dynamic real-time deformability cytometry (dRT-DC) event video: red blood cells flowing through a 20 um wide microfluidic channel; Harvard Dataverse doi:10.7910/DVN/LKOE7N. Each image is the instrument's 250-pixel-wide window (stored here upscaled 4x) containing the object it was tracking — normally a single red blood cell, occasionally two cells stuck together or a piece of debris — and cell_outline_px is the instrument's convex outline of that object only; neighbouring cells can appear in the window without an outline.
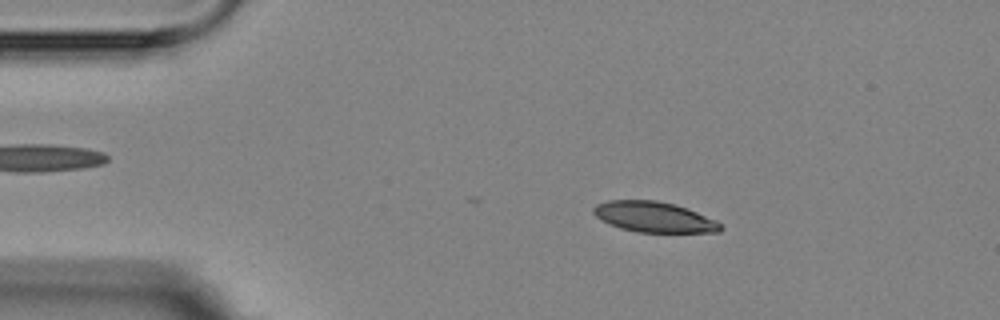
{"species": "Egyptian fruit bat (a non-hibernating species)", "species_latin": "Rousettus aegyptiacus", "temperature_condition": "room temperature", "stored_images_in_passage": 8, "camera_frame_rate_fps": 3000, "um_per_image_px": 0.085, "animal": {"sex": "female"}, "frame": {"image": 1, "passage_image": 3, "time_ms": 2.333, "image_size_px": [1000, 320], "cell_outline_px": [[724, 228], [720, 232], [636, 232], [620, 228], [608, 224], [600, 220], [592, 212], [592, 208], [596, 204], [608, 200], [656, 200], [676, 204], [688, 208], [716, 220]], "centroid_in_image_um": [55.57, 18.44], "position_along_channel_um": 29.4, "area_um2": 22.83}}
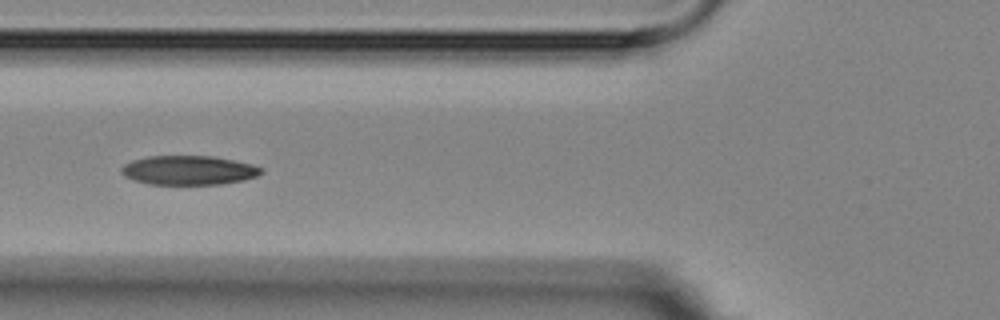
{"frame": {"image": 2, "passage_image": 6, "time_ms": 6.0, "image_size_px": [1000, 320], "cell_outline_px": [[264, 172], [256, 176], [244, 180], [220, 184], [148, 184], [132, 180], [124, 176], [120, 172], [120, 168], [124, 164], [132, 160], [148, 156], [212, 156], [252, 164], [264, 168]], "centroid_in_image_um": [16.01, 14.47], "position_along_channel_um": 109.8, "area_um2": 23.93}}
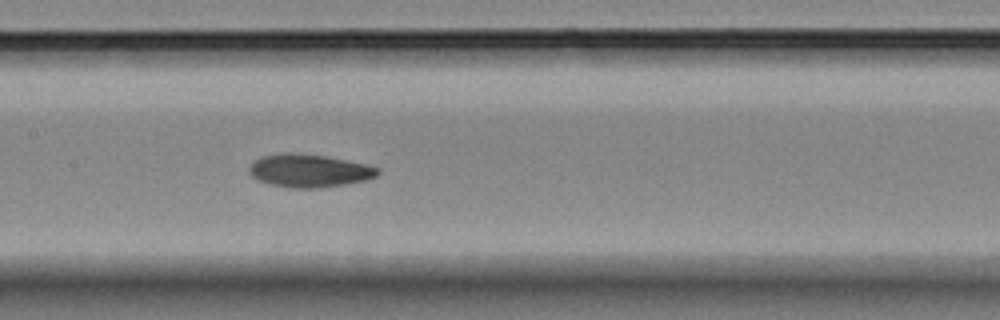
{"frame": {"image": 3, "passage_image": 8, "time_ms": 8.0, "image_size_px": [1000, 320], "cell_outline_px": [[380, 172], [376, 176], [364, 180], [320, 188], [292, 188], [272, 184], [260, 180], [252, 176], [248, 172], [248, 168], [260, 156], [284, 152], [292, 152], [324, 156], [364, 164], [380, 168]], "centroid_in_image_um": [26.25, 14.5], "position_along_channel_um": 181.2, "area_um2": 24.39}}